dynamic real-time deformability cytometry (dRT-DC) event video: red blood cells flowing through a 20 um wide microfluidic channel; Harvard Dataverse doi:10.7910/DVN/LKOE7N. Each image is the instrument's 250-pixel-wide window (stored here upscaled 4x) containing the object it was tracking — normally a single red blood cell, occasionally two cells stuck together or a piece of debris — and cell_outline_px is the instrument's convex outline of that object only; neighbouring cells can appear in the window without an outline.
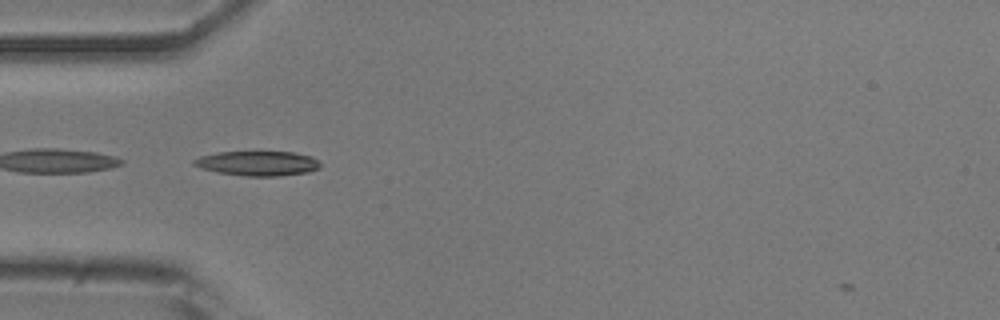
{"species": "common noctule bat (a hibernating species)", "species_latin": "Nyctalus noctula", "temperature_condition": "room temperature", "stored_images_in_passage": 38, "camera_frame_rate_fps": 3000, "um_per_image_px": 0.085, "animal": {"sex": "male", "body_mass_g": 20.5, "forearm_length_mm": 52.5}, "frame": {"image": 1, "passage_image": 3, "time_ms": 0.667, "image_size_px": [1000, 320], "cell_outline_px": [[320, 168], [308, 172], [280, 176], [244, 176], [216, 172], [200, 168], [192, 164], [192, 160], [200, 156], [220, 152], [292, 152], [312, 156], [320, 164]], "centroid_in_image_um": [21.88, 13.89], "position_along_channel_um": 63.1, "area_um2": 18.21}, "authors_computed_cell_mechanics": {"area_um2": 17.7735, "velocity_mm_per_s": 3.9031, "shape_relaxation_time_tau1_ms": null, "shape_relaxation_time_tau2_ms": 3.2053, "deformation_change_tau1": null, "deformation_change_tau2": 0.1088}}